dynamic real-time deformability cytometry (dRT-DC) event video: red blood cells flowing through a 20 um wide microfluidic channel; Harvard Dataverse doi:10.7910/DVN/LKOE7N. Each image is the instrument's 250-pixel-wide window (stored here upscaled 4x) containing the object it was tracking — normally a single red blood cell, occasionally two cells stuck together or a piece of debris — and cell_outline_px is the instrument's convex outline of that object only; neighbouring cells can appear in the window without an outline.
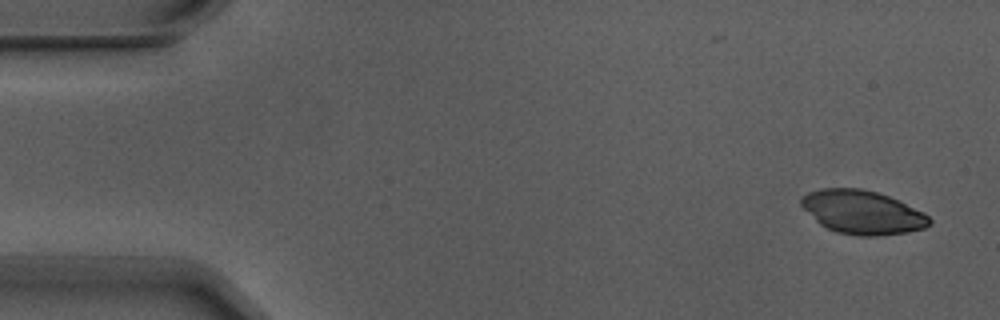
{"species": "Egyptian fruit bat (a non-hibernating species)", "species_latin": "Rousettus aegyptiacus", "temperature_condition": "warm", "stored_images_in_passage": 5, "camera_frame_rate_fps": 3000, "um_per_image_px": 0.085, "animal": {"sex": "male"}, "frame": {"image": 1, "passage_image": 1, "time_ms": 0.0, "image_size_px": [1000, 320], "cell_outline_px": [[932, 224], [924, 228], [908, 232], [876, 236], [860, 236], [836, 232], [820, 224], [800, 204], [800, 196], [808, 192], [820, 188], [860, 188], [876, 192], [888, 196], [924, 212], [932, 220]], "centroid_in_image_um": [73.3, 18.04], "position_along_channel_um": 11.7, "area_um2": 32.54}}
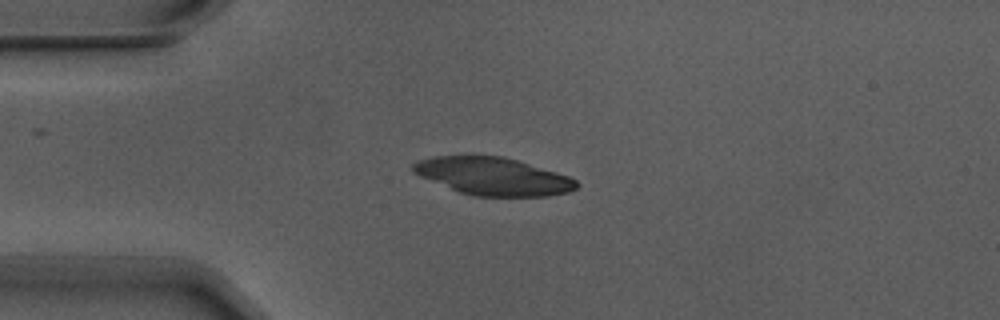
{"frame": {"image": 2, "passage_image": 4, "time_ms": 1.0, "image_size_px": [1000, 320], "cell_outline_px": [[580, 184], [576, 188], [568, 192], [548, 196], [476, 196], [460, 192], [420, 176], [412, 172], [412, 164], [416, 160], [432, 156], [500, 156], [516, 160], [556, 172], [568, 176], [576, 180]], "centroid_in_image_um": [41.89, 14.98], "position_along_channel_um": 43.1, "area_um2": 35.55}}